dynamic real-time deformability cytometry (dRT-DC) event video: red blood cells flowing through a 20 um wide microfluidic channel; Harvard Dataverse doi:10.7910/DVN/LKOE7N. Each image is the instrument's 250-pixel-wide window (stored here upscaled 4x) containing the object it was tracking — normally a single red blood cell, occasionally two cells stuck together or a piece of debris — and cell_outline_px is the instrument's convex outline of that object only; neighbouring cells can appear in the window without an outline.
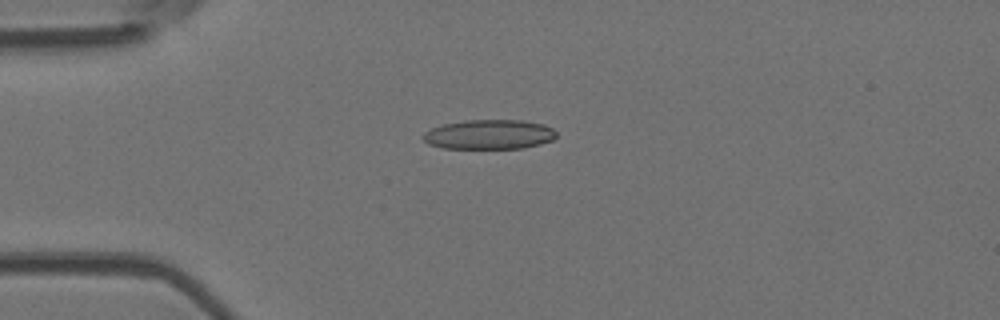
{"species": "Egyptian fruit bat (a non-hibernating species)", "species_latin": "Rousettus aegyptiacus", "temperature_condition": "room temperature", "stored_images_in_passage": 19, "camera_frame_rate_fps": 3000, "um_per_image_px": 0.085, "animal": {"sex": "female"}, "frame": {"image": 1, "passage_image": 1, "time_ms": 0.0, "image_size_px": [1000, 320], "cell_outline_px": [[556, 136], [552, 140], [540, 144], [524, 148], [444, 148], [428, 144], [420, 136], [424, 132], [432, 128], [444, 124], [464, 120], [524, 120], [544, 124], [552, 128], [556, 132]], "centroid_in_image_um": [41.58, 11.42], "position_along_channel_um": 43.4, "area_um2": 23.06}}
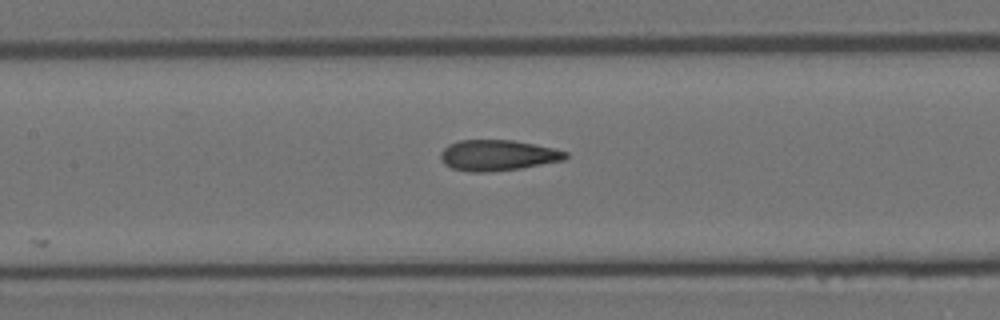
{"frame": {"image": 2, "passage_image": 12, "time_ms": 3.667, "image_size_px": [1000, 320], "cell_outline_px": [[568, 156], [564, 160], [520, 168], [488, 172], [468, 172], [452, 168], [444, 164], [440, 160], [440, 152], [448, 144], [460, 140], [516, 140], [552, 148], [568, 152]], "centroid_in_image_um": [42.27, 13.2], "position_along_channel_um": 165.1, "area_um2": 22.48}}
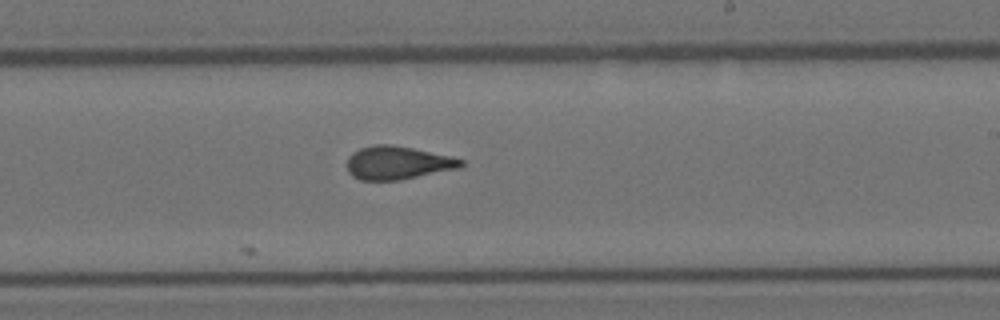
{"frame": {"image": 3, "passage_image": 19, "time_ms": 6.0, "image_size_px": [1000, 320], "cell_outline_px": [[464, 164], [460, 168], [400, 180], [360, 180], [352, 176], [348, 172], [348, 156], [352, 152], [360, 148], [376, 144], [392, 144], [452, 156], [464, 160]], "centroid_in_image_um": [33.81, 13.84], "position_along_channel_um": 255.2, "area_um2": 22.2}}